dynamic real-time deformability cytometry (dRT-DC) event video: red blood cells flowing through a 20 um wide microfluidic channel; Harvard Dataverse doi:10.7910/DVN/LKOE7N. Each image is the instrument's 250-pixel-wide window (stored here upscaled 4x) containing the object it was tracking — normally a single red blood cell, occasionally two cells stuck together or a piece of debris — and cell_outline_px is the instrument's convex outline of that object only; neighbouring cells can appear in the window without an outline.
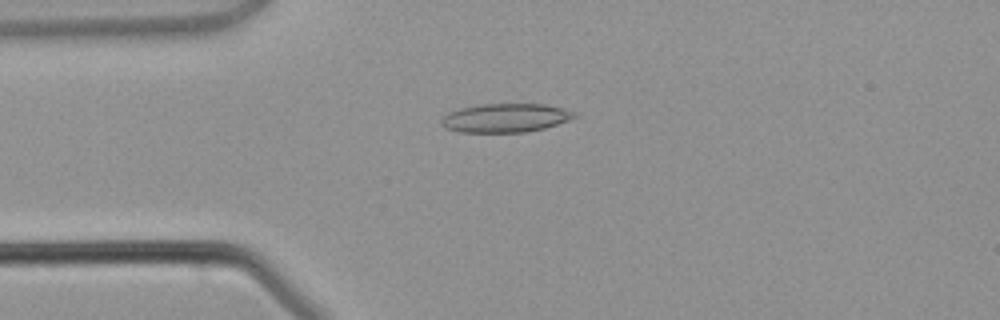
{"species": "common noctule bat (a hibernating species)", "species_latin": "Nyctalus noctula", "temperature_condition": "warm", "stored_images_in_passage": 3, "camera_frame_rate_fps": 3000, "um_per_image_px": 0.085, "animal": {"sex": "male", "body_mass_g": 21.5, "forearm_length_mm": 52.0}, "frame": {"image": 1, "passage_image": 3, "time_ms": 2.333, "image_size_px": [1000, 320], "cell_outline_px": [[580, 116], [544, 128], [524, 132], [460, 132], [444, 128], [440, 124], [440, 120], [448, 112], [460, 108], [480, 104], [544, 104], [564, 108], [576, 112]], "centroid_in_image_um": [42.96, 10.02], "position_along_channel_um": 42.0, "area_um2": 22.43}}